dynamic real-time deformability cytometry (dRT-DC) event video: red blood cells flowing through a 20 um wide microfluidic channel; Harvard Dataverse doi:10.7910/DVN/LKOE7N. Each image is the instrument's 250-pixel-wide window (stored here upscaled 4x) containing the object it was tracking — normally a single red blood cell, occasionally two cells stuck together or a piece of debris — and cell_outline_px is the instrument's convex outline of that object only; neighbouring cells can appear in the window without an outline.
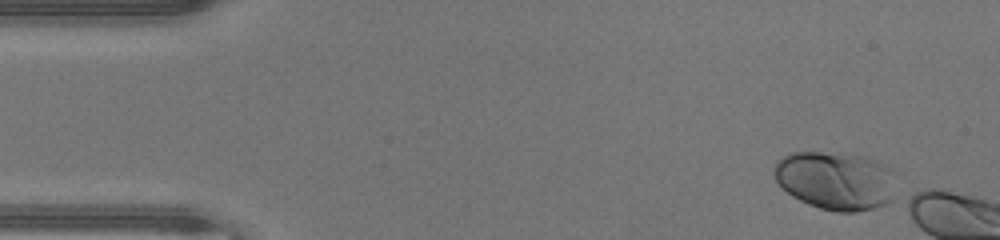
{"species": "human", "species_latin": "Homo sapiens", "temperature_condition": "warm", "stored_images_in_passage": 5, "camera_frame_rate_fps": 3000, "um_per_image_px": 0.085, "donor": {"sex": "male"}, "frame": {"image": 1, "passage_image": 1, "time_ms": 0.0, "image_size_px": [1000, 240], "cell_outline_px": [[892, 200], [884, 204], [872, 208], [856, 212], [836, 212], [820, 208], [808, 204], [792, 196], [772, 176], [772, 168], [788, 152], [820, 152], [868, 156], [892, 168]], "centroid_in_image_um": [70.99, 15.34], "position_along_channel_um": 14.0, "area_um2": 41.44}}